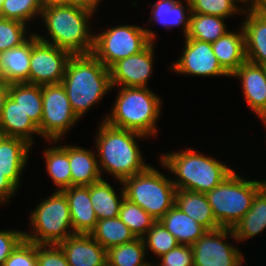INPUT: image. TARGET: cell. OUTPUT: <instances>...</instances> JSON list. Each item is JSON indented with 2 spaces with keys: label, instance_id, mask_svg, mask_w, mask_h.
Returning a JSON list of instances; mask_svg holds the SVG:
<instances>
[{
  "label": "cell",
  "instance_id": "cell-1",
  "mask_svg": "<svg viewBox=\"0 0 266 266\" xmlns=\"http://www.w3.org/2000/svg\"><path fill=\"white\" fill-rule=\"evenodd\" d=\"M96 10L80 4L43 6L41 18L50 40L36 34L43 42L53 44L71 55L90 54L94 47V35L89 28V19ZM91 17V18H90Z\"/></svg>",
  "mask_w": 266,
  "mask_h": 266
},
{
  "label": "cell",
  "instance_id": "cell-2",
  "mask_svg": "<svg viewBox=\"0 0 266 266\" xmlns=\"http://www.w3.org/2000/svg\"><path fill=\"white\" fill-rule=\"evenodd\" d=\"M61 84L79 119L112 89L109 69L92 53L71 55Z\"/></svg>",
  "mask_w": 266,
  "mask_h": 266
},
{
  "label": "cell",
  "instance_id": "cell-3",
  "mask_svg": "<svg viewBox=\"0 0 266 266\" xmlns=\"http://www.w3.org/2000/svg\"><path fill=\"white\" fill-rule=\"evenodd\" d=\"M100 126V127H99ZM98 126L96 135L97 160L102 176L103 171L111 173L120 183L135 174L143 172L149 164L143 161L137 138L148 136L132 130L119 129L105 121Z\"/></svg>",
  "mask_w": 266,
  "mask_h": 266
},
{
  "label": "cell",
  "instance_id": "cell-4",
  "mask_svg": "<svg viewBox=\"0 0 266 266\" xmlns=\"http://www.w3.org/2000/svg\"><path fill=\"white\" fill-rule=\"evenodd\" d=\"M160 156L162 167L177 177L171 180L176 189L206 194L234 171L216 160V157L200 154L190 148Z\"/></svg>",
  "mask_w": 266,
  "mask_h": 266
},
{
  "label": "cell",
  "instance_id": "cell-5",
  "mask_svg": "<svg viewBox=\"0 0 266 266\" xmlns=\"http://www.w3.org/2000/svg\"><path fill=\"white\" fill-rule=\"evenodd\" d=\"M161 99L147 87H120L110 115L104 120L108 125L136 131L149 137L158 134L156 123L161 115Z\"/></svg>",
  "mask_w": 266,
  "mask_h": 266
},
{
  "label": "cell",
  "instance_id": "cell-6",
  "mask_svg": "<svg viewBox=\"0 0 266 266\" xmlns=\"http://www.w3.org/2000/svg\"><path fill=\"white\" fill-rule=\"evenodd\" d=\"M266 180H247L233 171L206 193L213 215L221 228L233 229L251 208L255 194Z\"/></svg>",
  "mask_w": 266,
  "mask_h": 266
},
{
  "label": "cell",
  "instance_id": "cell-7",
  "mask_svg": "<svg viewBox=\"0 0 266 266\" xmlns=\"http://www.w3.org/2000/svg\"><path fill=\"white\" fill-rule=\"evenodd\" d=\"M148 166L121 182L125 198L159 221L175 205L176 187L169 177Z\"/></svg>",
  "mask_w": 266,
  "mask_h": 266
},
{
  "label": "cell",
  "instance_id": "cell-8",
  "mask_svg": "<svg viewBox=\"0 0 266 266\" xmlns=\"http://www.w3.org/2000/svg\"><path fill=\"white\" fill-rule=\"evenodd\" d=\"M30 223L34 234L25 231L24 239L36 244L58 245L73 235L70 209L65 194L56 190L49 198L41 201L30 213Z\"/></svg>",
  "mask_w": 266,
  "mask_h": 266
},
{
  "label": "cell",
  "instance_id": "cell-9",
  "mask_svg": "<svg viewBox=\"0 0 266 266\" xmlns=\"http://www.w3.org/2000/svg\"><path fill=\"white\" fill-rule=\"evenodd\" d=\"M156 39L149 28L136 25H118L94 35L92 54L108 69L121 59L144 50Z\"/></svg>",
  "mask_w": 266,
  "mask_h": 266
},
{
  "label": "cell",
  "instance_id": "cell-10",
  "mask_svg": "<svg viewBox=\"0 0 266 266\" xmlns=\"http://www.w3.org/2000/svg\"><path fill=\"white\" fill-rule=\"evenodd\" d=\"M42 99V118L38 127L40 136L51 143H57L79 118L73 112L61 83L43 85Z\"/></svg>",
  "mask_w": 266,
  "mask_h": 266
},
{
  "label": "cell",
  "instance_id": "cell-11",
  "mask_svg": "<svg viewBox=\"0 0 266 266\" xmlns=\"http://www.w3.org/2000/svg\"><path fill=\"white\" fill-rule=\"evenodd\" d=\"M229 236L236 239L233 229L207 230L191 245L194 266H241L244 258L237 247L226 243Z\"/></svg>",
  "mask_w": 266,
  "mask_h": 266
},
{
  "label": "cell",
  "instance_id": "cell-12",
  "mask_svg": "<svg viewBox=\"0 0 266 266\" xmlns=\"http://www.w3.org/2000/svg\"><path fill=\"white\" fill-rule=\"evenodd\" d=\"M70 56L68 51L43 42L32 33L29 83L41 86L60 84Z\"/></svg>",
  "mask_w": 266,
  "mask_h": 266
},
{
  "label": "cell",
  "instance_id": "cell-13",
  "mask_svg": "<svg viewBox=\"0 0 266 266\" xmlns=\"http://www.w3.org/2000/svg\"><path fill=\"white\" fill-rule=\"evenodd\" d=\"M170 69L177 74L188 76H227L231 77L220 65L211 43L185 38L183 53Z\"/></svg>",
  "mask_w": 266,
  "mask_h": 266
},
{
  "label": "cell",
  "instance_id": "cell-14",
  "mask_svg": "<svg viewBox=\"0 0 266 266\" xmlns=\"http://www.w3.org/2000/svg\"><path fill=\"white\" fill-rule=\"evenodd\" d=\"M154 42L141 52L119 60L109 68L112 89L119 87H148L154 59Z\"/></svg>",
  "mask_w": 266,
  "mask_h": 266
},
{
  "label": "cell",
  "instance_id": "cell-15",
  "mask_svg": "<svg viewBox=\"0 0 266 266\" xmlns=\"http://www.w3.org/2000/svg\"><path fill=\"white\" fill-rule=\"evenodd\" d=\"M58 245L69 266H103L107 263V250L90 234H73Z\"/></svg>",
  "mask_w": 266,
  "mask_h": 266
},
{
  "label": "cell",
  "instance_id": "cell-16",
  "mask_svg": "<svg viewBox=\"0 0 266 266\" xmlns=\"http://www.w3.org/2000/svg\"><path fill=\"white\" fill-rule=\"evenodd\" d=\"M241 81L247 105L257 115L266 111V71L264 65L245 61L232 75Z\"/></svg>",
  "mask_w": 266,
  "mask_h": 266
},
{
  "label": "cell",
  "instance_id": "cell-17",
  "mask_svg": "<svg viewBox=\"0 0 266 266\" xmlns=\"http://www.w3.org/2000/svg\"><path fill=\"white\" fill-rule=\"evenodd\" d=\"M62 192L68 201L74 234H90L98 222L90 200V186H71Z\"/></svg>",
  "mask_w": 266,
  "mask_h": 266
},
{
  "label": "cell",
  "instance_id": "cell-18",
  "mask_svg": "<svg viewBox=\"0 0 266 266\" xmlns=\"http://www.w3.org/2000/svg\"><path fill=\"white\" fill-rule=\"evenodd\" d=\"M32 145L21 138L4 136L0 140V171L19 188L21 173L28 163Z\"/></svg>",
  "mask_w": 266,
  "mask_h": 266
},
{
  "label": "cell",
  "instance_id": "cell-19",
  "mask_svg": "<svg viewBox=\"0 0 266 266\" xmlns=\"http://www.w3.org/2000/svg\"><path fill=\"white\" fill-rule=\"evenodd\" d=\"M32 33L21 45L0 53L2 81L7 84L29 83Z\"/></svg>",
  "mask_w": 266,
  "mask_h": 266
},
{
  "label": "cell",
  "instance_id": "cell-20",
  "mask_svg": "<svg viewBox=\"0 0 266 266\" xmlns=\"http://www.w3.org/2000/svg\"><path fill=\"white\" fill-rule=\"evenodd\" d=\"M0 132L4 136L21 138L30 145H34V134L40 136L38 126L9 96L0 116Z\"/></svg>",
  "mask_w": 266,
  "mask_h": 266
},
{
  "label": "cell",
  "instance_id": "cell-21",
  "mask_svg": "<svg viewBox=\"0 0 266 266\" xmlns=\"http://www.w3.org/2000/svg\"><path fill=\"white\" fill-rule=\"evenodd\" d=\"M246 17L242 22L245 38L246 59L249 62L266 64V18L258 12H243Z\"/></svg>",
  "mask_w": 266,
  "mask_h": 266
},
{
  "label": "cell",
  "instance_id": "cell-22",
  "mask_svg": "<svg viewBox=\"0 0 266 266\" xmlns=\"http://www.w3.org/2000/svg\"><path fill=\"white\" fill-rule=\"evenodd\" d=\"M237 32L227 31L211 44L221 67L231 76L247 59L242 26Z\"/></svg>",
  "mask_w": 266,
  "mask_h": 266
},
{
  "label": "cell",
  "instance_id": "cell-23",
  "mask_svg": "<svg viewBox=\"0 0 266 266\" xmlns=\"http://www.w3.org/2000/svg\"><path fill=\"white\" fill-rule=\"evenodd\" d=\"M175 205L207 230L221 228L213 215L205 193L177 189Z\"/></svg>",
  "mask_w": 266,
  "mask_h": 266
},
{
  "label": "cell",
  "instance_id": "cell-24",
  "mask_svg": "<svg viewBox=\"0 0 266 266\" xmlns=\"http://www.w3.org/2000/svg\"><path fill=\"white\" fill-rule=\"evenodd\" d=\"M69 163L72 186H90L100 181L101 176L97 154L79 146L69 145Z\"/></svg>",
  "mask_w": 266,
  "mask_h": 266
},
{
  "label": "cell",
  "instance_id": "cell-25",
  "mask_svg": "<svg viewBox=\"0 0 266 266\" xmlns=\"http://www.w3.org/2000/svg\"><path fill=\"white\" fill-rule=\"evenodd\" d=\"M181 245L194 244L207 229L174 205L159 220Z\"/></svg>",
  "mask_w": 266,
  "mask_h": 266
},
{
  "label": "cell",
  "instance_id": "cell-26",
  "mask_svg": "<svg viewBox=\"0 0 266 266\" xmlns=\"http://www.w3.org/2000/svg\"><path fill=\"white\" fill-rule=\"evenodd\" d=\"M184 2L188 10H185V5L180 0L156 1L151 7V17L148 21L161 24L166 29L182 26L184 37H186L190 23L191 6L189 0Z\"/></svg>",
  "mask_w": 266,
  "mask_h": 266
},
{
  "label": "cell",
  "instance_id": "cell-27",
  "mask_svg": "<svg viewBox=\"0 0 266 266\" xmlns=\"http://www.w3.org/2000/svg\"><path fill=\"white\" fill-rule=\"evenodd\" d=\"M266 228V184L255 194L251 208L234 226L236 241L252 238Z\"/></svg>",
  "mask_w": 266,
  "mask_h": 266
},
{
  "label": "cell",
  "instance_id": "cell-28",
  "mask_svg": "<svg viewBox=\"0 0 266 266\" xmlns=\"http://www.w3.org/2000/svg\"><path fill=\"white\" fill-rule=\"evenodd\" d=\"M114 189L104 178L90 185V200L98 220L118 216L125 194L123 187L119 196Z\"/></svg>",
  "mask_w": 266,
  "mask_h": 266
},
{
  "label": "cell",
  "instance_id": "cell-29",
  "mask_svg": "<svg viewBox=\"0 0 266 266\" xmlns=\"http://www.w3.org/2000/svg\"><path fill=\"white\" fill-rule=\"evenodd\" d=\"M47 172L58 191L72 186V176L69 163V145L47 147L44 150Z\"/></svg>",
  "mask_w": 266,
  "mask_h": 266
},
{
  "label": "cell",
  "instance_id": "cell-30",
  "mask_svg": "<svg viewBox=\"0 0 266 266\" xmlns=\"http://www.w3.org/2000/svg\"><path fill=\"white\" fill-rule=\"evenodd\" d=\"M11 97L30 119L39 127L42 118V86L30 83L9 84Z\"/></svg>",
  "mask_w": 266,
  "mask_h": 266
},
{
  "label": "cell",
  "instance_id": "cell-31",
  "mask_svg": "<svg viewBox=\"0 0 266 266\" xmlns=\"http://www.w3.org/2000/svg\"><path fill=\"white\" fill-rule=\"evenodd\" d=\"M90 235L105 249L109 250L132 242L136 239L132 231L117 216L115 218L98 220Z\"/></svg>",
  "mask_w": 266,
  "mask_h": 266
},
{
  "label": "cell",
  "instance_id": "cell-32",
  "mask_svg": "<svg viewBox=\"0 0 266 266\" xmlns=\"http://www.w3.org/2000/svg\"><path fill=\"white\" fill-rule=\"evenodd\" d=\"M226 18L200 13H191L188 33L185 38L213 43L227 31Z\"/></svg>",
  "mask_w": 266,
  "mask_h": 266
},
{
  "label": "cell",
  "instance_id": "cell-33",
  "mask_svg": "<svg viewBox=\"0 0 266 266\" xmlns=\"http://www.w3.org/2000/svg\"><path fill=\"white\" fill-rule=\"evenodd\" d=\"M146 254L143 238H136L107 250V262L111 266H145L149 263L145 259Z\"/></svg>",
  "mask_w": 266,
  "mask_h": 266
},
{
  "label": "cell",
  "instance_id": "cell-34",
  "mask_svg": "<svg viewBox=\"0 0 266 266\" xmlns=\"http://www.w3.org/2000/svg\"><path fill=\"white\" fill-rule=\"evenodd\" d=\"M118 217L136 238H143L157 221L136 203L124 198Z\"/></svg>",
  "mask_w": 266,
  "mask_h": 266
},
{
  "label": "cell",
  "instance_id": "cell-35",
  "mask_svg": "<svg viewBox=\"0 0 266 266\" xmlns=\"http://www.w3.org/2000/svg\"><path fill=\"white\" fill-rule=\"evenodd\" d=\"M42 9L41 0H4L0 6V17L28 25L33 17L41 16Z\"/></svg>",
  "mask_w": 266,
  "mask_h": 266
},
{
  "label": "cell",
  "instance_id": "cell-36",
  "mask_svg": "<svg viewBox=\"0 0 266 266\" xmlns=\"http://www.w3.org/2000/svg\"><path fill=\"white\" fill-rule=\"evenodd\" d=\"M145 249H149L160 257L179 245L177 239L163 226L160 221L147 231L143 237Z\"/></svg>",
  "mask_w": 266,
  "mask_h": 266
},
{
  "label": "cell",
  "instance_id": "cell-37",
  "mask_svg": "<svg viewBox=\"0 0 266 266\" xmlns=\"http://www.w3.org/2000/svg\"><path fill=\"white\" fill-rule=\"evenodd\" d=\"M26 29L25 23L0 17V53L23 44L29 38Z\"/></svg>",
  "mask_w": 266,
  "mask_h": 266
},
{
  "label": "cell",
  "instance_id": "cell-38",
  "mask_svg": "<svg viewBox=\"0 0 266 266\" xmlns=\"http://www.w3.org/2000/svg\"><path fill=\"white\" fill-rule=\"evenodd\" d=\"M191 13L214 15L221 18H228L232 15L243 14V11L236 6L232 0H189Z\"/></svg>",
  "mask_w": 266,
  "mask_h": 266
},
{
  "label": "cell",
  "instance_id": "cell-39",
  "mask_svg": "<svg viewBox=\"0 0 266 266\" xmlns=\"http://www.w3.org/2000/svg\"><path fill=\"white\" fill-rule=\"evenodd\" d=\"M2 266H37L36 243L23 239Z\"/></svg>",
  "mask_w": 266,
  "mask_h": 266
},
{
  "label": "cell",
  "instance_id": "cell-40",
  "mask_svg": "<svg viewBox=\"0 0 266 266\" xmlns=\"http://www.w3.org/2000/svg\"><path fill=\"white\" fill-rule=\"evenodd\" d=\"M37 266H69L59 245L36 244Z\"/></svg>",
  "mask_w": 266,
  "mask_h": 266
},
{
  "label": "cell",
  "instance_id": "cell-41",
  "mask_svg": "<svg viewBox=\"0 0 266 266\" xmlns=\"http://www.w3.org/2000/svg\"><path fill=\"white\" fill-rule=\"evenodd\" d=\"M159 258L161 262L157 266H194L193 250L189 245L179 244Z\"/></svg>",
  "mask_w": 266,
  "mask_h": 266
},
{
  "label": "cell",
  "instance_id": "cell-42",
  "mask_svg": "<svg viewBox=\"0 0 266 266\" xmlns=\"http://www.w3.org/2000/svg\"><path fill=\"white\" fill-rule=\"evenodd\" d=\"M24 239V232L19 230H0V266L11 255L12 251Z\"/></svg>",
  "mask_w": 266,
  "mask_h": 266
},
{
  "label": "cell",
  "instance_id": "cell-43",
  "mask_svg": "<svg viewBox=\"0 0 266 266\" xmlns=\"http://www.w3.org/2000/svg\"><path fill=\"white\" fill-rule=\"evenodd\" d=\"M18 188L0 171V204H6Z\"/></svg>",
  "mask_w": 266,
  "mask_h": 266
},
{
  "label": "cell",
  "instance_id": "cell-44",
  "mask_svg": "<svg viewBox=\"0 0 266 266\" xmlns=\"http://www.w3.org/2000/svg\"><path fill=\"white\" fill-rule=\"evenodd\" d=\"M8 96H9V84H7L4 81H0V116Z\"/></svg>",
  "mask_w": 266,
  "mask_h": 266
},
{
  "label": "cell",
  "instance_id": "cell-45",
  "mask_svg": "<svg viewBox=\"0 0 266 266\" xmlns=\"http://www.w3.org/2000/svg\"><path fill=\"white\" fill-rule=\"evenodd\" d=\"M236 6L238 2L243 3L245 4V7H243L244 5H242V7H240V9L243 11V12H246V11H255L256 7H257V4L259 2V0H232ZM247 4V6H246Z\"/></svg>",
  "mask_w": 266,
  "mask_h": 266
},
{
  "label": "cell",
  "instance_id": "cell-46",
  "mask_svg": "<svg viewBox=\"0 0 266 266\" xmlns=\"http://www.w3.org/2000/svg\"><path fill=\"white\" fill-rule=\"evenodd\" d=\"M100 2L101 0H70V4H80L93 10L98 8Z\"/></svg>",
  "mask_w": 266,
  "mask_h": 266
},
{
  "label": "cell",
  "instance_id": "cell-47",
  "mask_svg": "<svg viewBox=\"0 0 266 266\" xmlns=\"http://www.w3.org/2000/svg\"><path fill=\"white\" fill-rule=\"evenodd\" d=\"M43 6L70 4V0H41Z\"/></svg>",
  "mask_w": 266,
  "mask_h": 266
},
{
  "label": "cell",
  "instance_id": "cell-48",
  "mask_svg": "<svg viewBox=\"0 0 266 266\" xmlns=\"http://www.w3.org/2000/svg\"><path fill=\"white\" fill-rule=\"evenodd\" d=\"M255 11H266V0H259Z\"/></svg>",
  "mask_w": 266,
  "mask_h": 266
},
{
  "label": "cell",
  "instance_id": "cell-49",
  "mask_svg": "<svg viewBox=\"0 0 266 266\" xmlns=\"http://www.w3.org/2000/svg\"><path fill=\"white\" fill-rule=\"evenodd\" d=\"M257 116L261 119V121H263V125L266 126V111L257 114Z\"/></svg>",
  "mask_w": 266,
  "mask_h": 266
},
{
  "label": "cell",
  "instance_id": "cell-50",
  "mask_svg": "<svg viewBox=\"0 0 266 266\" xmlns=\"http://www.w3.org/2000/svg\"><path fill=\"white\" fill-rule=\"evenodd\" d=\"M255 12L261 13L266 18V11H255Z\"/></svg>",
  "mask_w": 266,
  "mask_h": 266
},
{
  "label": "cell",
  "instance_id": "cell-51",
  "mask_svg": "<svg viewBox=\"0 0 266 266\" xmlns=\"http://www.w3.org/2000/svg\"><path fill=\"white\" fill-rule=\"evenodd\" d=\"M4 137V135L0 132V140Z\"/></svg>",
  "mask_w": 266,
  "mask_h": 266
},
{
  "label": "cell",
  "instance_id": "cell-52",
  "mask_svg": "<svg viewBox=\"0 0 266 266\" xmlns=\"http://www.w3.org/2000/svg\"><path fill=\"white\" fill-rule=\"evenodd\" d=\"M145 266H153V265L151 264V262H149V263L146 264Z\"/></svg>",
  "mask_w": 266,
  "mask_h": 266
},
{
  "label": "cell",
  "instance_id": "cell-53",
  "mask_svg": "<svg viewBox=\"0 0 266 266\" xmlns=\"http://www.w3.org/2000/svg\"><path fill=\"white\" fill-rule=\"evenodd\" d=\"M0 81H2V77H1V68H0Z\"/></svg>",
  "mask_w": 266,
  "mask_h": 266
},
{
  "label": "cell",
  "instance_id": "cell-54",
  "mask_svg": "<svg viewBox=\"0 0 266 266\" xmlns=\"http://www.w3.org/2000/svg\"><path fill=\"white\" fill-rule=\"evenodd\" d=\"M103 266H111L108 262L105 264V265H103Z\"/></svg>",
  "mask_w": 266,
  "mask_h": 266
}]
</instances>
